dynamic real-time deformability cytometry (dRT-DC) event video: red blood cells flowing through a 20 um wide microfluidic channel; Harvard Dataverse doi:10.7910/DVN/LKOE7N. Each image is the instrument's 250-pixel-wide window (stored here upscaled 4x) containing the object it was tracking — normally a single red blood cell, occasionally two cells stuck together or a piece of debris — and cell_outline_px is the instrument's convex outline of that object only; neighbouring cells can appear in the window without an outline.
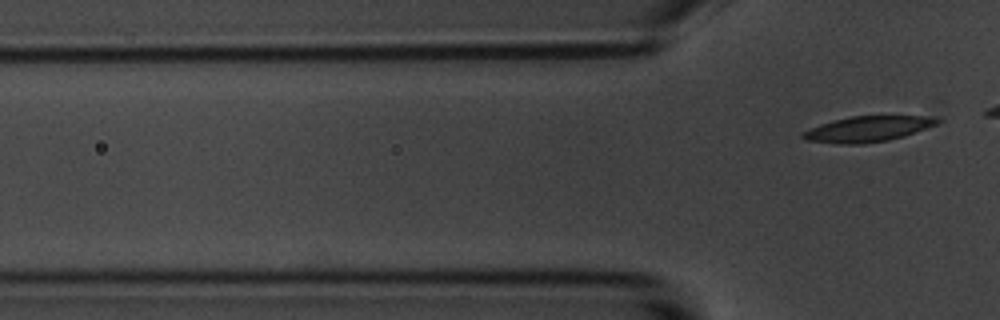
{"species": "common noctule bat (a hibernating species)", "species_latin": "Nyctalus noctula", "temperature_condition": "room temperature", "stored_images_in_passage": 7, "camera_frame_rate_fps": 3000, "um_per_image_px": 0.085, "animal": {"sex": "male", "body_mass_g": 20.1, "forearm_length_mm": 53.5}, "frame": {"image": 1, "passage_image": 7, "time_ms": 7.667, "image_size_px": [1000, 320], "cell_outline_px": [[940, 120], [936, 124], [904, 136], [888, 140], [864, 144], [840, 144], [808, 140], [800, 136], [800, 132], [820, 124], [852, 116], [920, 116]], "centroid_in_image_um": [73.67, 10.98], "position_along_channel_um": 52.1, "area_um2": 19.65}}